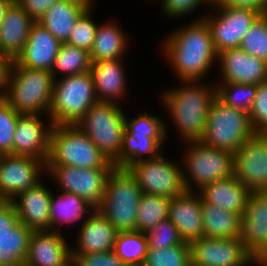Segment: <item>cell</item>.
<instances>
[{
	"instance_id": "2e32d148",
	"label": "cell",
	"mask_w": 267,
	"mask_h": 266,
	"mask_svg": "<svg viewBox=\"0 0 267 266\" xmlns=\"http://www.w3.org/2000/svg\"><path fill=\"white\" fill-rule=\"evenodd\" d=\"M42 114H20L13 136V155L30 156L45 164L50 153V134L53 127L49 119L45 123Z\"/></svg>"
},
{
	"instance_id": "8992f818",
	"label": "cell",
	"mask_w": 267,
	"mask_h": 266,
	"mask_svg": "<svg viewBox=\"0 0 267 266\" xmlns=\"http://www.w3.org/2000/svg\"><path fill=\"white\" fill-rule=\"evenodd\" d=\"M91 72L54 79L47 119L53 125H76L98 103Z\"/></svg>"
},
{
	"instance_id": "1f68e13d",
	"label": "cell",
	"mask_w": 267,
	"mask_h": 266,
	"mask_svg": "<svg viewBox=\"0 0 267 266\" xmlns=\"http://www.w3.org/2000/svg\"><path fill=\"white\" fill-rule=\"evenodd\" d=\"M113 251L127 266H142L148 251L146 233L118 232Z\"/></svg>"
},
{
	"instance_id": "3957f363",
	"label": "cell",
	"mask_w": 267,
	"mask_h": 266,
	"mask_svg": "<svg viewBox=\"0 0 267 266\" xmlns=\"http://www.w3.org/2000/svg\"><path fill=\"white\" fill-rule=\"evenodd\" d=\"M114 169L115 166L77 125H53L46 166Z\"/></svg>"
},
{
	"instance_id": "8d00e7d4",
	"label": "cell",
	"mask_w": 267,
	"mask_h": 266,
	"mask_svg": "<svg viewBox=\"0 0 267 266\" xmlns=\"http://www.w3.org/2000/svg\"><path fill=\"white\" fill-rule=\"evenodd\" d=\"M217 98L225 105L250 112L257 92L255 84L216 83Z\"/></svg>"
},
{
	"instance_id": "bcb514c9",
	"label": "cell",
	"mask_w": 267,
	"mask_h": 266,
	"mask_svg": "<svg viewBox=\"0 0 267 266\" xmlns=\"http://www.w3.org/2000/svg\"><path fill=\"white\" fill-rule=\"evenodd\" d=\"M19 222V217L16 209L11 201L0 200V242L9 232V229L14 227Z\"/></svg>"
},
{
	"instance_id": "5b68a950",
	"label": "cell",
	"mask_w": 267,
	"mask_h": 266,
	"mask_svg": "<svg viewBox=\"0 0 267 266\" xmlns=\"http://www.w3.org/2000/svg\"><path fill=\"white\" fill-rule=\"evenodd\" d=\"M121 108L119 103L98 102L76 124L115 168H121L125 132V113Z\"/></svg>"
},
{
	"instance_id": "816d5d0a",
	"label": "cell",
	"mask_w": 267,
	"mask_h": 266,
	"mask_svg": "<svg viewBox=\"0 0 267 266\" xmlns=\"http://www.w3.org/2000/svg\"><path fill=\"white\" fill-rule=\"evenodd\" d=\"M267 266V249L256 259V266Z\"/></svg>"
},
{
	"instance_id": "cb8c5ba5",
	"label": "cell",
	"mask_w": 267,
	"mask_h": 266,
	"mask_svg": "<svg viewBox=\"0 0 267 266\" xmlns=\"http://www.w3.org/2000/svg\"><path fill=\"white\" fill-rule=\"evenodd\" d=\"M35 21L14 2L0 22V54L13 61L23 51Z\"/></svg>"
},
{
	"instance_id": "d6986e66",
	"label": "cell",
	"mask_w": 267,
	"mask_h": 266,
	"mask_svg": "<svg viewBox=\"0 0 267 266\" xmlns=\"http://www.w3.org/2000/svg\"><path fill=\"white\" fill-rule=\"evenodd\" d=\"M60 231H33L24 266H67L71 248Z\"/></svg>"
},
{
	"instance_id": "7a4b0ae2",
	"label": "cell",
	"mask_w": 267,
	"mask_h": 266,
	"mask_svg": "<svg viewBox=\"0 0 267 266\" xmlns=\"http://www.w3.org/2000/svg\"><path fill=\"white\" fill-rule=\"evenodd\" d=\"M182 85L162 92L161 102L184 141H200L206 130L207 116L217 98L216 84L199 80L181 81ZM201 82V84H199ZM180 132V133H179Z\"/></svg>"
},
{
	"instance_id": "9a60e30c",
	"label": "cell",
	"mask_w": 267,
	"mask_h": 266,
	"mask_svg": "<svg viewBox=\"0 0 267 266\" xmlns=\"http://www.w3.org/2000/svg\"><path fill=\"white\" fill-rule=\"evenodd\" d=\"M45 168V169H44ZM46 164L37 158L21 155H0V200L11 201L19 193L34 187Z\"/></svg>"
},
{
	"instance_id": "ab89813d",
	"label": "cell",
	"mask_w": 267,
	"mask_h": 266,
	"mask_svg": "<svg viewBox=\"0 0 267 266\" xmlns=\"http://www.w3.org/2000/svg\"><path fill=\"white\" fill-rule=\"evenodd\" d=\"M91 5L77 20L73 27L70 37L66 42L69 45L76 46L80 49L90 52L96 35L98 24L91 17Z\"/></svg>"
},
{
	"instance_id": "603a6c76",
	"label": "cell",
	"mask_w": 267,
	"mask_h": 266,
	"mask_svg": "<svg viewBox=\"0 0 267 266\" xmlns=\"http://www.w3.org/2000/svg\"><path fill=\"white\" fill-rule=\"evenodd\" d=\"M80 226L75 244L77 248L71 247V253H103L113 250L119 231L98 209Z\"/></svg>"
},
{
	"instance_id": "ac0fdd59",
	"label": "cell",
	"mask_w": 267,
	"mask_h": 266,
	"mask_svg": "<svg viewBox=\"0 0 267 266\" xmlns=\"http://www.w3.org/2000/svg\"><path fill=\"white\" fill-rule=\"evenodd\" d=\"M240 240L257 259L267 249V192H252L241 217Z\"/></svg>"
},
{
	"instance_id": "4dcf8cb0",
	"label": "cell",
	"mask_w": 267,
	"mask_h": 266,
	"mask_svg": "<svg viewBox=\"0 0 267 266\" xmlns=\"http://www.w3.org/2000/svg\"><path fill=\"white\" fill-rule=\"evenodd\" d=\"M32 230L19 221L0 242V266H24Z\"/></svg>"
},
{
	"instance_id": "7dc6e473",
	"label": "cell",
	"mask_w": 267,
	"mask_h": 266,
	"mask_svg": "<svg viewBox=\"0 0 267 266\" xmlns=\"http://www.w3.org/2000/svg\"><path fill=\"white\" fill-rule=\"evenodd\" d=\"M58 0H15L16 3L35 21L38 22L47 10Z\"/></svg>"
},
{
	"instance_id": "d590c367",
	"label": "cell",
	"mask_w": 267,
	"mask_h": 266,
	"mask_svg": "<svg viewBox=\"0 0 267 266\" xmlns=\"http://www.w3.org/2000/svg\"><path fill=\"white\" fill-rule=\"evenodd\" d=\"M125 116V132L136 139H167L165 122L153 114L141 113L132 119Z\"/></svg>"
},
{
	"instance_id": "44dd1931",
	"label": "cell",
	"mask_w": 267,
	"mask_h": 266,
	"mask_svg": "<svg viewBox=\"0 0 267 266\" xmlns=\"http://www.w3.org/2000/svg\"><path fill=\"white\" fill-rule=\"evenodd\" d=\"M43 183L40 181L11 200L19 221L32 231L50 230V201L53 192Z\"/></svg>"
},
{
	"instance_id": "277c9868",
	"label": "cell",
	"mask_w": 267,
	"mask_h": 266,
	"mask_svg": "<svg viewBox=\"0 0 267 266\" xmlns=\"http://www.w3.org/2000/svg\"><path fill=\"white\" fill-rule=\"evenodd\" d=\"M53 83L49 71L12 66L3 99L19 114L49 116Z\"/></svg>"
},
{
	"instance_id": "484cf974",
	"label": "cell",
	"mask_w": 267,
	"mask_h": 266,
	"mask_svg": "<svg viewBox=\"0 0 267 266\" xmlns=\"http://www.w3.org/2000/svg\"><path fill=\"white\" fill-rule=\"evenodd\" d=\"M123 59L92 62L90 72L99 102L119 103L127 91V78L123 68ZM117 99V100H116Z\"/></svg>"
},
{
	"instance_id": "8fae6325",
	"label": "cell",
	"mask_w": 267,
	"mask_h": 266,
	"mask_svg": "<svg viewBox=\"0 0 267 266\" xmlns=\"http://www.w3.org/2000/svg\"><path fill=\"white\" fill-rule=\"evenodd\" d=\"M112 170L62 165L46 166L45 172L52 180H56L57 187L61 188L58 191L76 194L97 209L102 202L106 180Z\"/></svg>"
},
{
	"instance_id": "6da1fadb",
	"label": "cell",
	"mask_w": 267,
	"mask_h": 266,
	"mask_svg": "<svg viewBox=\"0 0 267 266\" xmlns=\"http://www.w3.org/2000/svg\"><path fill=\"white\" fill-rule=\"evenodd\" d=\"M163 57L180 81L203 80L217 62L209 26L203 18L173 30L162 43Z\"/></svg>"
},
{
	"instance_id": "f5cc1de1",
	"label": "cell",
	"mask_w": 267,
	"mask_h": 266,
	"mask_svg": "<svg viewBox=\"0 0 267 266\" xmlns=\"http://www.w3.org/2000/svg\"><path fill=\"white\" fill-rule=\"evenodd\" d=\"M205 2H206L207 6L209 5V7H210V5H211L215 8V7L220 6L222 4L223 0H205Z\"/></svg>"
},
{
	"instance_id": "f907efd6",
	"label": "cell",
	"mask_w": 267,
	"mask_h": 266,
	"mask_svg": "<svg viewBox=\"0 0 267 266\" xmlns=\"http://www.w3.org/2000/svg\"><path fill=\"white\" fill-rule=\"evenodd\" d=\"M15 2V0H0V22L4 18L7 10Z\"/></svg>"
},
{
	"instance_id": "ffe728a7",
	"label": "cell",
	"mask_w": 267,
	"mask_h": 266,
	"mask_svg": "<svg viewBox=\"0 0 267 266\" xmlns=\"http://www.w3.org/2000/svg\"><path fill=\"white\" fill-rule=\"evenodd\" d=\"M61 42L39 22H35L23 51L13 61L12 66L51 72L58 55Z\"/></svg>"
},
{
	"instance_id": "d4e9b609",
	"label": "cell",
	"mask_w": 267,
	"mask_h": 266,
	"mask_svg": "<svg viewBox=\"0 0 267 266\" xmlns=\"http://www.w3.org/2000/svg\"><path fill=\"white\" fill-rule=\"evenodd\" d=\"M202 201L244 215L251 191L234 175L203 186L196 193Z\"/></svg>"
},
{
	"instance_id": "74e56055",
	"label": "cell",
	"mask_w": 267,
	"mask_h": 266,
	"mask_svg": "<svg viewBox=\"0 0 267 266\" xmlns=\"http://www.w3.org/2000/svg\"><path fill=\"white\" fill-rule=\"evenodd\" d=\"M142 266H191L190 243L148 249Z\"/></svg>"
},
{
	"instance_id": "836d02e7",
	"label": "cell",
	"mask_w": 267,
	"mask_h": 266,
	"mask_svg": "<svg viewBox=\"0 0 267 266\" xmlns=\"http://www.w3.org/2000/svg\"><path fill=\"white\" fill-rule=\"evenodd\" d=\"M90 53L76 46L61 43L54 66L51 70L54 79L58 74L63 73L64 77L90 72L91 69Z\"/></svg>"
},
{
	"instance_id": "9c48e42d",
	"label": "cell",
	"mask_w": 267,
	"mask_h": 266,
	"mask_svg": "<svg viewBox=\"0 0 267 266\" xmlns=\"http://www.w3.org/2000/svg\"><path fill=\"white\" fill-rule=\"evenodd\" d=\"M254 134L249 113L229 107L216 98L212 102L205 134L200 141L207 146L234 153Z\"/></svg>"
},
{
	"instance_id": "f1b7e54d",
	"label": "cell",
	"mask_w": 267,
	"mask_h": 266,
	"mask_svg": "<svg viewBox=\"0 0 267 266\" xmlns=\"http://www.w3.org/2000/svg\"><path fill=\"white\" fill-rule=\"evenodd\" d=\"M119 26L121 24L118 25L114 21H106L98 25L93 46L89 52L92 62L123 58L129 42L126 38L128 36Z\"/></svg>"
},
{
	"instance_id": "5bb4252c",
	"label": "cell",
	"mask_w": 267,
	"mask_h": 266,
	"mask_svg": "<svg viewBox=\"0 0 267 266\" xmlns=\"http://www.w3.org/2000/svg\"><path fill=\"white\" fill-rule=\"evenodd\" d=\"M191 266H252L256 259L240 238L202 237L190 243Z\"/></svg>"
},
{
	"instance_id": "30bf717a",
	"label": "cell",
	"mask_w": 267,
	"mask_h": 266,
	"mask_svg": "<svg viewBox=\"0 0 267 266\" xmlns=\"http://www.w3.org/2000/svg\"><path fill=\"white\" fill-rule=\"evenodd\" d=\"M163 154L154 159L137 161L127 170L136 179L143 193L168 198L179 196L186 191L183 169Z\"/></svg>"
},
{
	"instance_id": "c3c4849f",
	"label": "cell",
	"mask_w": 267,
	"mask_h": 266,
	"mask_svg": "<svg viewBox=\"0 0 267 266\" xmlns=\"http://www.w3.org/2000/svg\"><path fill=\"white\" fill-rule=\"evenodd\" d=\"M218 7L250 9L267 15V0H223Z\"/></svg>"
},
{
	"instance_id": "ee69618b",
	"label": "cell",
	"mask_w": 267,
	"mask_h": 266,
	"mask_svg": "<svg viewBox=\"0 0 267 266\" xmlns=\"http://www.w3.org/2000/svg\"><path fill=\"white\" fill-rule=\"evenodd\" d=\"M74 266H127L112 251L103 253H71Z\"/></svg>"
},
{
	"instance_id": "83f0119b",
	"label": "cell",
	"mask_w": 267,
	"mask_h": 266,
	"mask_svg": "<svg viewBox=\"0 0 267 266\" xmlns=\"http://www.w3.org/2000/svg\"><path fill=\"white\" fill-rule=\"evenodd\" d=\"M94 210L95 208L91 204L76 194L65 191H59V194L56 195L52 194L50 201V230L59 232L58 230L64 223L72 225L81 219L85 221Z\"/></svg>"
},
{
	"instance_id": "7bdbcfd3",
	"label": "cell",
	"mask_w": 267,
	"mask_h": 266,
	"mask_svg": "<svg viewBox=\"0 0 267 266\" xmlns=\"http://www.w3.org/2000/svg\"><path fill=\"white\" fill-rule=\"evenodd\" d=\"M249 119L255 133L267 134V81L257 85Z\"/></svg>"
},
{
	"instance_id": "7402d4cb",
	"label": "cell",
	"mask_w": 267,
	"mask_h": 266,
	"mask_svg": "<svg viewBox=\"0 0 267 266\" xmlns=\"http://www.w3.org/2000/svg\"><path fill=\"white\" fill-rule=\"evenodd\" d=\"M168 218L177 227L180 238L191 243L203 237L202 199L195 191L172 197Z\"/></svg>"
},
{
	"instance_id": "52a82bcc",
	"label": "cell",
	"mask_w": 267,
	"mask_h": 266,
	"mask_svg": "<svg viewBox=\"0 0 267 266\" xmlns=\"http://www.w3.org/2000/svg\"><path fill=\"white\" fill-rule=\"evenodd\" d=\"M143 192L127 169L114 168L97 208L119 231H136L139 201Z\"/></svg>"
},
{
	"instance_id": "b9f144b4",
	"label": "cell",
	"mask_w": 267,
	"mask_h": 266,
	"mask_svg": "<svg viewBox=\"0 0 267 266\" xmlns=\"http://www.w3.org/2000/svg\"><path fill=\"white\" fill-rule=\"evenodd\" d=\"M146 236L148 249L166 248L184 242L180 238L177 227L169 218L160 221L155 227L146 232Z\"/></svg>"
},
{
	"instance_id": "d6a6232c",
	"label": "cell",
	"mask_w": 267,
	"mask_h": 266,
	"mask_svg": "<svg viewBox=\"0 0 267 266\" xmlns=\"http://www.w3.org/2000/svg\"><path fill=\"white\" fill-rule=\"evenodd\" d=\"M164 142L166 139H136L124 132L121 148V169H127L137 161L157 158L163 153Z\"/></svg>"
},
{
	"instance_id": "60d3db41",
	"label": "cell",
	"mask_w": 267,
	"mask_h": 266,
	"mask_svg": "<svg viewBox=\"0 0 267 266\" xmlns=\"http://www.w3.org/2000/svg\"><path fill=\"white\" fill-rule=\"evenodd\" d=\"M19 113L0 98V155L13 154V136Z\"/></svg>"
},
{
	"instance_id": "7c38bea8",
	"label": "cell",
	"mask_w": 267,
	"mask_h": 266,
	"mask_svg": "<svg viewBox=\"0 0 267 266\" xmlns=\"http://www.w3.org/2000/svg\"><path fill=\"white\" fill-rule=\"evenodd\" d=\"M216 14L203 15L209 26L216 53L238 48L242 38L253 23L261 16L260 13L243 8L215 7Z\"/></svg>"
},
{
	"instance_id": "4316f807",
	"label": "cell",
	"mask_w": 267,
	"mask_h": 266,
	"mask_svg": "<svg viewBox=\"0 0 267 266\" xmlns=\"http://www.w3.org/2000/svg\"><path fill=\"white\" fill-rule=\"evenodd\" d=\"M94 0H58L38 22L61 43H66L79 17Z\"/></svg>"
},
{
	"instance_id": "681fc988",
	"label": "cell",
	"mask_w": 267,
	"mask_h": 266,
	"mask_svg": "<svg viewBox=\"0 0 267 266\" xmlns=\"http://www.w3.org/2000/svg\"><path fill=\"white\" fill-rule=\"evenodd\" d=\"M12 64V59L0 54V98L5 95Z\"/></svg>"
},
{
	"instance_id": "e575fe53",
	"label": "cell",
	"mask_w": 267,
	"mask_h": 266,
	"mask_svg": "<svg viewBox=\"0 0 267 266\" xmlns=\"http://www.w3.org/2000/svg\"><path fill=\"white\" fill-rule=\"evenodd\" d=\"M171 198L143 193L138 205L136 230L148 232L168 218Z\"/></svg>"
},
{
	"instance_id": "f546056e",
	"label": "cell",
	"mask_w": 267,
	"mask_h": 266,
	"mask_svg": "<svg viewBox=\"0 0 267 266\" xmlns=\"http://www.w3.org/2000/svg\"><path fill=\"white\" fill-rule=\"evenodd\" d=\"M203 237L240 238L241 216L202 201Z\"/></svg>"
},
{
	"instance_id": "4fadbf2b",
	"label": "cell",
	"mask_w": 267,
	"mask_h": 266,
	"mask_svg": "<svg viewBox=\"0 0 267 266\" xmlns=\"http://www.w3.org/2000/svg\"><path fill=\"white\" fill-rule=\"evenodd\" d=\"M233 175L251 192H267V134L255 133L233 153Z\"/></svg>"
},
{
	"instance_id": "e0dca14e",
	"label": "cell",
	"mask_w": 267,
	"mask_h": 266,
	"mask_svg": "<svg viewBox=\"0 0 267 266\" xmlns=\"http://www.w3.org/2000/svg\"><path fill=\"white\" fill-rule=\"evenodd\" d=\"M222 82L255 84L267 81V62L245 53L241 48L222 51L217 56ZM223 79V80H222Z\"/></svg>"
},
{
	"instance_id": "ba28073f",
	"label": "cell",
	"mask_w": 267,
	"mask_h": 266,
	"mask_svg": "<svg viewBox=\"0 0 267 266\" xmlns=\"http://www.w3.org/2000/svg\"><path fill=\"white\" fill-rule=\"evenodd\" d=\"M185 143L182 159L186 168L183 166L186 191H195L194 188L198 191L207 184L233 176V153L207 146L201 141Z\"/></svg>"
},
{
	"instance_id": "f35d334b",
	"label": "cell",
	"mask_w": 267,
	"mask_h": 266,
	"mask_svg": "<svg viewBox=\"0 0 267 266\" xmlns=\"http://www.w3.org/2000/svg\"><path fill=\"white\" fill-rule=\"evenodd\" d=\"M239 48L267 62V15H261L253 23L242 38Z\"/></svg>"
},
{
	"instance_id": "f6af8a7d",
	"label": "cell",
	"mask_w": 267,
	"mask_h": 266,
	"mask_svg": "<svg viewBox=\"0 0 267 266\" xmlns=\"http://www.w3.org/2000/svg\"><path fill=\"white\" fill-rule=\"evenodd\" d=\"M205 3V0H161L160 10L171 20L192 14L198 6Z\"/></svg>"
},
{
	"instance_id": "db71d44e",
	"label": "cell",
	"mask_w": 267,
	"mask_h": 266,
	"mask_svg": "<svg viewBox=\"0 0 267 266\" xmlns=\"http://www.w3.org/2000/svg\"><path fill=\"white\" fill-rule=\"evenodd\" d=\"M67 266H74L73 262L71 261Z\"/></svg>"
}]
</instances>
